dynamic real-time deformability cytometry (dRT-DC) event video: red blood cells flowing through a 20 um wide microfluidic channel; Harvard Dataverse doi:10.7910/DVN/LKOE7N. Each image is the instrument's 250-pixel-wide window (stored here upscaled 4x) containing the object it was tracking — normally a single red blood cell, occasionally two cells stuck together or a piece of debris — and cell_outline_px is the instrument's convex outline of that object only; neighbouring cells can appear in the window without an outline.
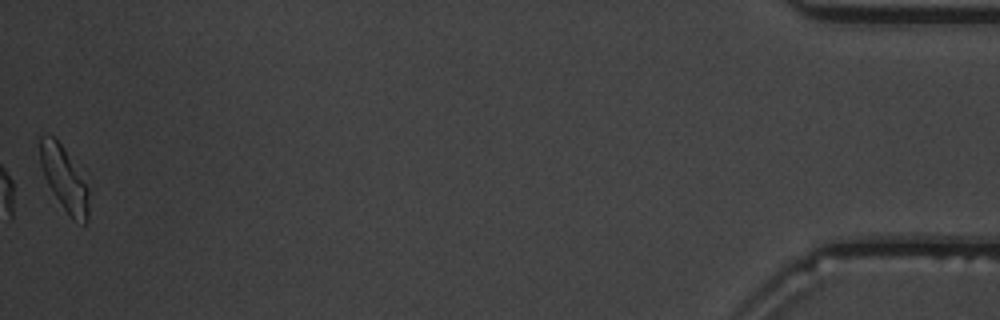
{"species": "common noctule bat (a hibernating species)", "species_latin": "Nyctalus noctula", "temperature_condition": "warm", "stored_images_in_passage": 50, "camera_frame_rate_fps": 3000, "um_per_image_px": 0.085, "animal": {"sex": "male", "body_mass_g": 19.5, "forearm_length_mm": 54.6}, "frame": {"image": 1, "passage_image": 50, "time_ms": 16.333, "image_size_px": [1000, 320], "cell_outline_px": [[88, 220], [84, 224], [72, 220], [52, 192], [44, 176], [40, 164], [40, 136], [52, 136], [64, 148], [88, 188]], "centroid_in_image_um": [5.45, 15.24], "position_along_channel_um": 429.7, "area_um2": 17.74}, "authors_computed_cell_mechanics": {"area_um2": 19.2763, "velocity_mm_per_s": 3.7966, "shape_relaxation_time_tau1_ms": 3.3012, "shape_relaxation_time_tau2_ms": 4.8582, "deformation_change_tau1": 0.1277, "deformation_change_tau2": 0.1487}}